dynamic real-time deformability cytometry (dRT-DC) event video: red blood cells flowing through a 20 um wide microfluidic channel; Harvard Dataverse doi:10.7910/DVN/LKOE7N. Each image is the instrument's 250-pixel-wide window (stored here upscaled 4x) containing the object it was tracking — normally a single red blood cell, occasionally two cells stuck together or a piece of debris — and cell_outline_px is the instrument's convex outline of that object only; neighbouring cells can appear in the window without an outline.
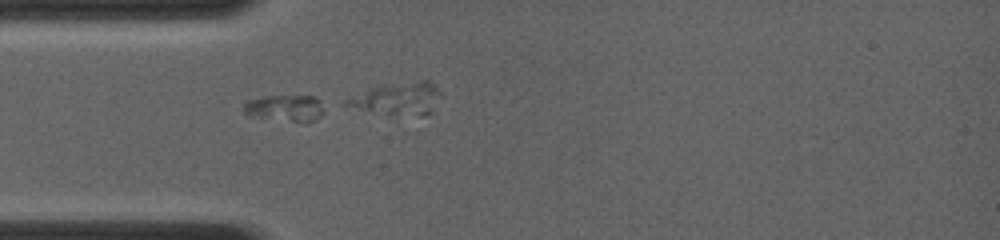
{"species": "common noctule bat (a hibernating species)", "species_latin": "Nyctalus noctula", "temperature_condition": "room temperature", "stored_images_in_passage": 4, "segment_of_instrument_passage": [2, 2], "camera_frame_rate_fps": 4000, "um_per_image_px": 0.085, "animal": {"sex": "female", "body_mass_g": 19.0, "forearm_length_mm": 56.7}, "frame": {"image": 1, "passage_image": 2, "time_ms": 0.75, "image_size_px": [1000, 240], "cell_outline_px": [[324, 112], [316, 120], [308, 124], [304, 124], [248, 116], [244, 112], [244, 104], [248, 100], [264, 96], [316, 96], [320, 100]], "centroid_in_image_um": [24.27, 9.23], "position_along_channel_um": 60.7, "area_um2": 12.95}}
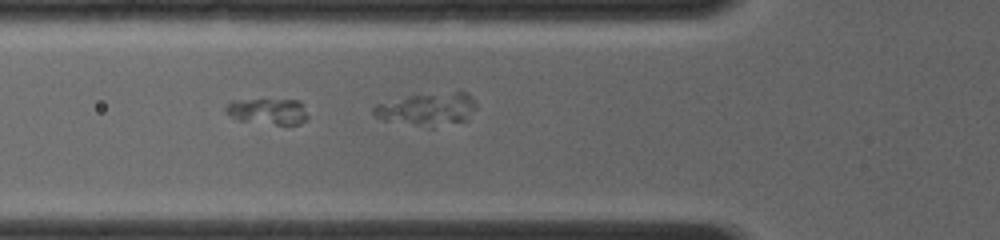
{"frame": {"image": 2, "passage_image": 3, "time_ms": 1.75, "image_size_px": [1000, 240], "cell_outline_px": [[308, 120], [300, 124], [276, 124], [240, 120], [232, 116], [224, 108], [228, 100], [300, 100], [304, 104], [308, 116]], "centroid_in_image_um": [22.82, 9.45], "position_along_channel_um": 103.0, "area_um2": 12.43}}
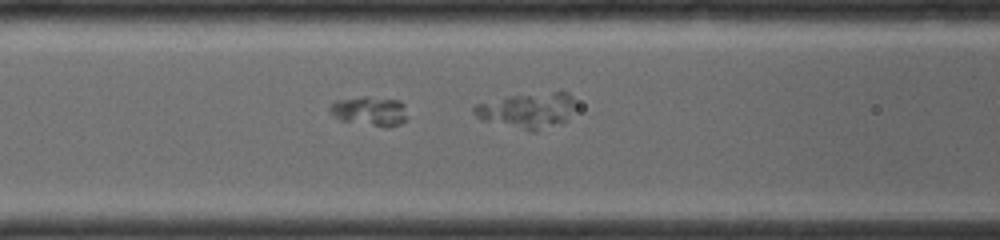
{"frame": {"image": 3, "passage_image": 4, "time_ms": 2.5, "image_size_px": [1000, 240], "cell_outline_px": [[408, 120], [400, 124], [388, 128], [384, 128], [340, 120], [332, 116], [328, 108], [336, 100], [364, 96], [368, 96], [400, 100], [404, 104]], "centroid_in_image_um": [31.46, 9.46], "position_along_channel_um": 135.1, "area_um2": 13.7}}